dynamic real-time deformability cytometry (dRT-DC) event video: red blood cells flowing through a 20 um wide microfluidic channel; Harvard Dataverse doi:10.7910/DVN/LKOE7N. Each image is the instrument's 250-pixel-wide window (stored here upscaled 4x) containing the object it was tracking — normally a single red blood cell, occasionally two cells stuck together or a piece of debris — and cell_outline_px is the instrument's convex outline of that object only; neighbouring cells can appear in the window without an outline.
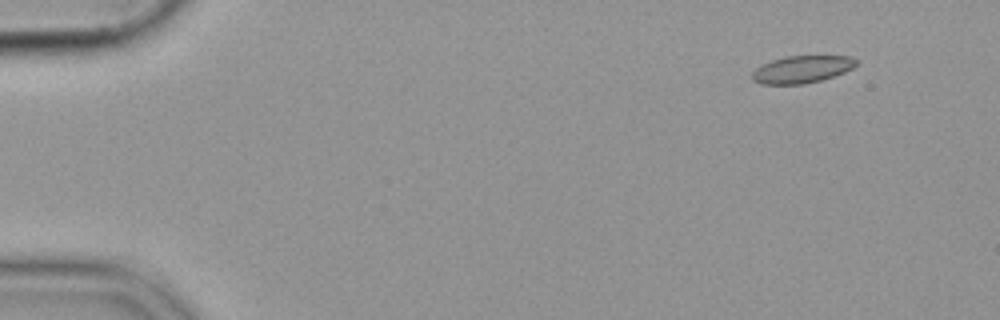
{"species": "common noctule bat (a hibernating species)", "species_latin": "Nyctalus noctula", "temperature_condition": "cold", "stored_images_in_passage": 50, "camera_frame_rate_fps": 3000, "um_per_image_px": 0.085, "animal": {"sex": "female", "body_mass_g": 19.9}, "frame": {"image": 1, "passage_image": 1, "time_ms": 0.0, "image_size_px": [1000, 320], "cell_outline_px": [[856, 64], [852, 68], [844, 72], [820, 80], [804, 84], [760, 84], [752, 80], [752, 72], [760, 64], [784, 56], [852, 56], [856, 60]], "centroid_in_image_um": [68.11, 5.89], "position_along_channel_um": 16.9, "area_um2": 16.53}}
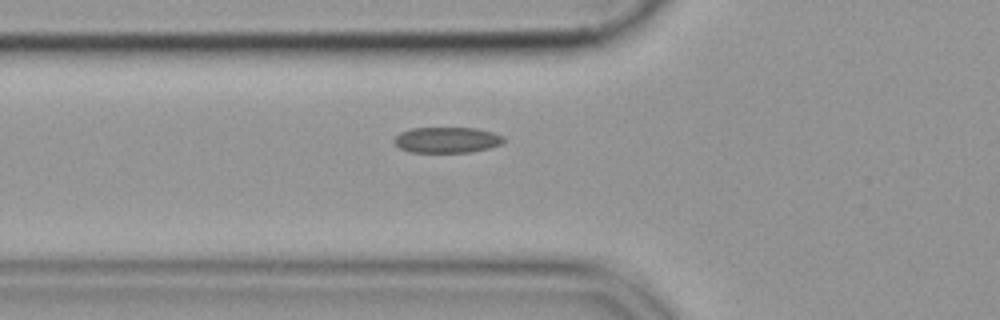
{"frame": {"image": 2, "passage_image": 16, "time_ms": 5.0, "image_size_px": [1000, 320], "cell_outline_px": [[504, 140], [500, 144], [488, 148], [472, 152], [412, 152], [400, 148], [392, 140], [400, 132], [412, 128], [476, 128], [492, 132], [504, 136]], "centroid_in_image_um": [37.98, 11.89], "position_along_channel_um": 87.8, "area_um2": 16.36}}
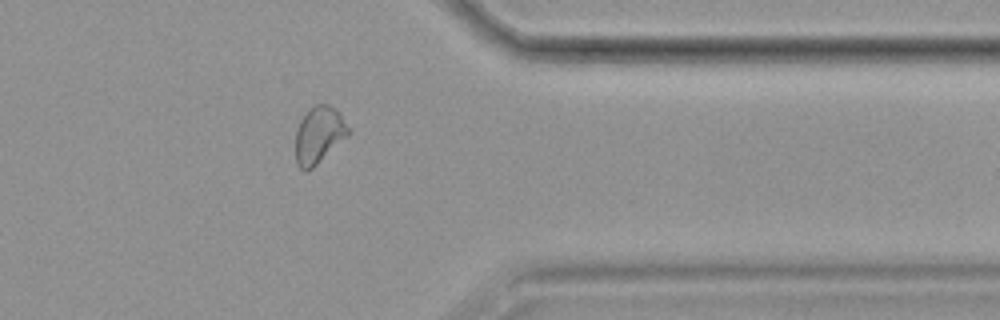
{"frame": {"image": 3, "passage_image": 41, "time_ms": 13.333, "image_size_px": [1000, 320], "cell_outline_px": [[352, 132], [348, 136], [312, 168], [300, 168], [296, 164], [296, 132], [300, 120], [316, 104], [328, 104], [336, 108], [340, 112]], "centroid_in_image_um": [27.15, 11.44], "position_along_channel_um": 384.3, "area_um2": 17.28}}